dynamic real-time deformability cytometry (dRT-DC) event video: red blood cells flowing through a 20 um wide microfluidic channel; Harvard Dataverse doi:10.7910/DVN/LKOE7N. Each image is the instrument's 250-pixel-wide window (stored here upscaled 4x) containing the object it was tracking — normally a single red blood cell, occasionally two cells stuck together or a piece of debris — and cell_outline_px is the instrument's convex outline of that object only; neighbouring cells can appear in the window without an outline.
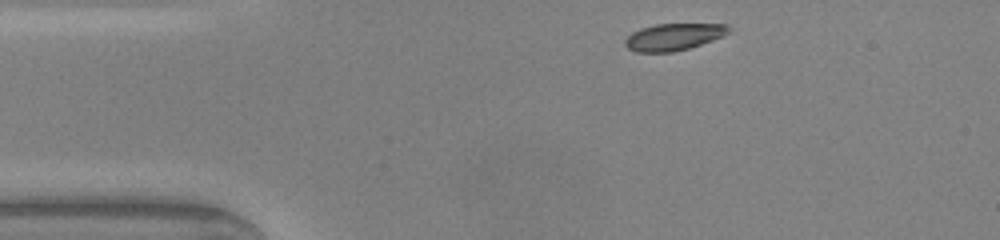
{"species": "common noctule bat (a hibernating species)", "species_latin": "Nyctalus noctula", "temperature_condition": "warm", "stored_images_in_passage": 33, "camera_frame_rate_fps": 3000, "um_per_image_px": 0.085, "animal": {"sex": "male", "body_mass_g": 20.0, "forearm_length_mm": 53.3}, "frame": {"image": 1, "passage_image": 1, "time_ms": 0.0, "image_size_px": [1000, 240], "cell_outline_px": [[732, 28], [724, 36], [688, 48], [672, 52], [636, 52], [628, 48], [624, 44], [624, 40], [632, 32], [640, 28], [656, 24], [728, 24]], "centroid_in_image_um": [57.25, 3.13], "position_along_channel_um": 27.8, "area_um2": 16.24}}
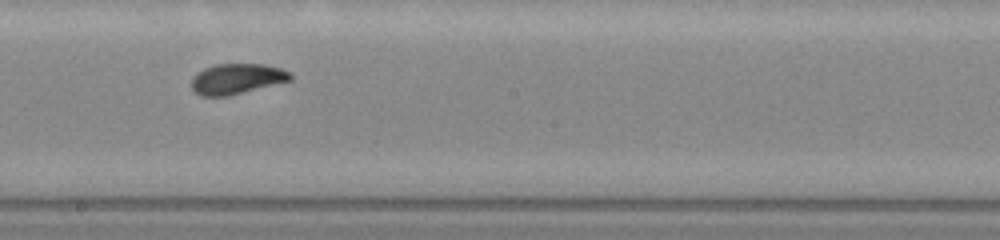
{"frame": {"image": 2, "passage_image": 19, "time_ms": 6.0, "image_size_px": [1000, 240], "cell_outline_px": [[292, 80], [228, 96], [200, 96], [192, 88], [192, 76], [196, 72], [204, 68], [216, 64], [264, 64], [280, 68], [288, 72], [292, 76]], "centroid_in_image_um": [20.1, 6.7], "position_along_channel_um": 228.1, "area_um2": 17.51}}
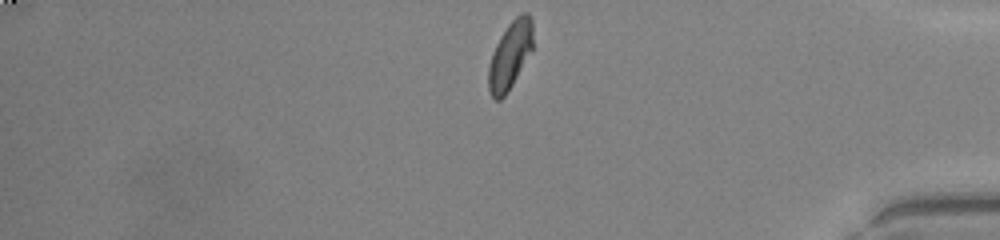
{"frame": {"image": 3, "passage_image": 33, "time_ms": 10.667, "image_size_px": [1000, 240], "cell_outline_px": [[532, 52], [508, 92], [500, 100], [496, 100], [488, 92], [488, 68], [492, 52], [500, 36], [508, 24], [520, 12], [528, 12], [532, 20]], "centroid_in_image_um": [43.35, 4.7], "position_along_channel_um": 391.8, "area_um2": 17.74}, "authors_computed_cell_mechanics": {"area_um2": 17.8024, "velocity_mm_per_s": 4.1667, "shape_relaxation_time_tau1_ms": 2.1414, "shape_relaxation_time_tau2_ms": 0.4925, "deformation_change_tau1": 0.1427, "deformation_change_tau2": 0.035}}